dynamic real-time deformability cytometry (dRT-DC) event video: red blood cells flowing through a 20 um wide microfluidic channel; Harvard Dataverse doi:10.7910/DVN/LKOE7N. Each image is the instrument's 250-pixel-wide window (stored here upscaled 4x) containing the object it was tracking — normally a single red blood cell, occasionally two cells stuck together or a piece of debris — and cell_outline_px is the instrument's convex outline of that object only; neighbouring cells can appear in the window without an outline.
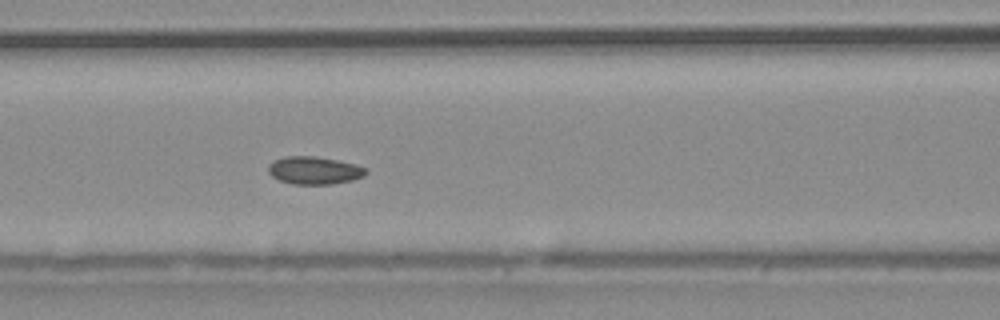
{"species": "common noctule bat (a hibernating species)", "species_latin": "Nyctalus noctula", "temperature_condition": "warm", "stored_images_in_passage": 53, "camera_frame_rate_fps": 3000, "um_per_image_px": 0.085, "animal": {"sex": "male", "body_mass_g": 20.4}, "frame": {"image": 1, "passage_image": 23, "time_ms": 7.333, "image_size_px": [1000, 320], "cell_outline_px": [[368, 172], [364, 176], [352, 180], [332, 184], [292, 184], [280, 180], [272, 176], [268, 172], [268, 164], [272, 160], [284, 156], [316, 156], [356, 164], [368, 168]], "centroid_in_image_um": [26.71, 14.47], "position_along_channel_um": 139.9, "area_um2": 15.95}, "authors_computed_cell_mechanics": {"area_um2": 15.6638, "velocity_mm_per_s": 4.0258, "shape_relaxation_time_tau1_ms": 2.2487, "shape_relaxation_time_tau2_ms": 2.4051, "deformation_change_tau1": 0.0537, "deformation_change_tau2": 0.0584}}